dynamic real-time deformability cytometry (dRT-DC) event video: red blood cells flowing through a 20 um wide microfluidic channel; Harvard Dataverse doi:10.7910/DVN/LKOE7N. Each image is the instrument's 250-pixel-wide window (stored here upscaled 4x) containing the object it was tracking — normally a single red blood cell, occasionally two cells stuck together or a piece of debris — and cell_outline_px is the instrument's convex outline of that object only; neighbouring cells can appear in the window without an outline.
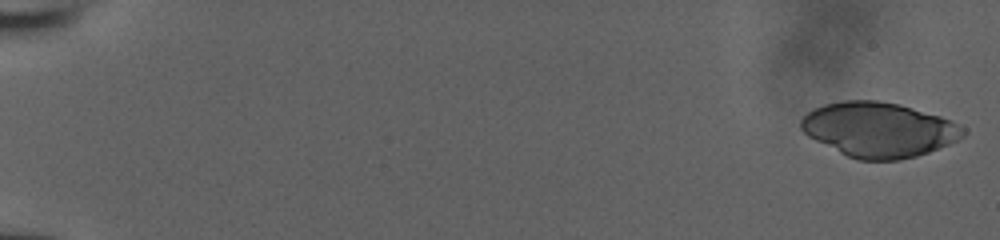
{"species": "human", "species_latin": "Homo sapiens", "temperature_condition": "room temperature", "stored_images_in_passage": 51, "camera_frame_rate_fps": 3000, "um_per_image_px": 0.085, "donor": {"sex": "male"}, "frame": {"image": 1, "passage_image": 1, "time_ms": 0.0, "image_size_px": [1000, 240], "cell_outline_px": [[964, 136], [948, 144], [928, 152], [916, 156], [900, 160], [856, 160], [808, 136], [800, 128], [800, 120], [808, 112], [824, 104], [844, 100], [876, 100], [900, 104], [940, 116], [964, 128]], "centroid_in_image_um": [74.68, 11.02], "position_along_channel_um": 10.3, "area_um2": 51.33}}
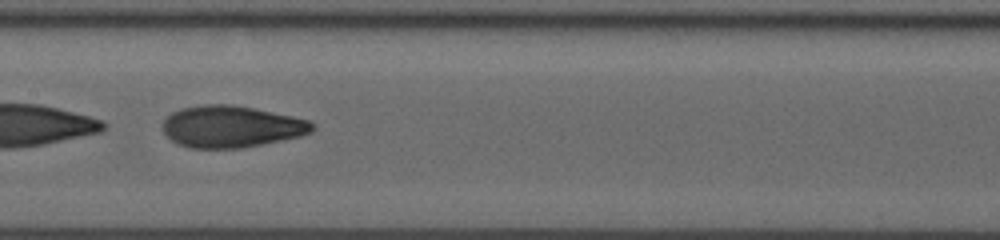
{"frame": {"image": 2, "passage_image": 29, "time_ms": 9.333, "image_size_px": [1000, 240], "cell_outline_px": [[316, 128], [312, 132], [300, 136], [240, 148], [188, 148], [172, 140], [164, 132], [164, 120], [172, 112], [180, 108], [204, 104], [232, 104], [312, 120], [316, 124]], "centroid_in_image_um": [19.69, 10.75], "position_along_channel_um": 187.7, "area_um2": 36.3}}
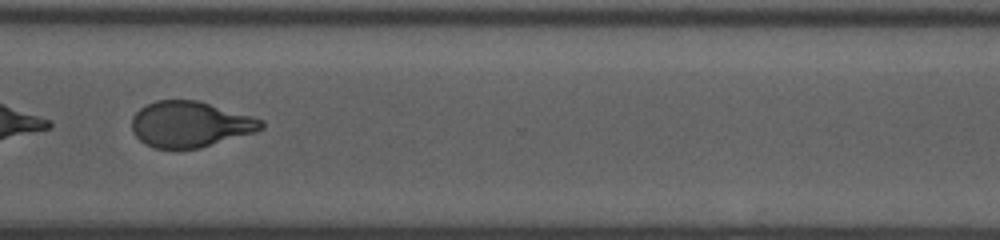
{"frame": {"image": 3, "passage_image": 41, "time_ms": 13.333, "image_size_px": [1000, 240], "cell_outline_px": [[264, 128], [256, 132], [200, 148], [152, 148], [144, 144], [132, 132], [132, 116], [140, 108], [156, 100], [200, 100], [264, 120]], "centroid_in_image_um": [16.16, 10.56], "position_along_channel_um": 354.4, "area_um2": 34.74}}